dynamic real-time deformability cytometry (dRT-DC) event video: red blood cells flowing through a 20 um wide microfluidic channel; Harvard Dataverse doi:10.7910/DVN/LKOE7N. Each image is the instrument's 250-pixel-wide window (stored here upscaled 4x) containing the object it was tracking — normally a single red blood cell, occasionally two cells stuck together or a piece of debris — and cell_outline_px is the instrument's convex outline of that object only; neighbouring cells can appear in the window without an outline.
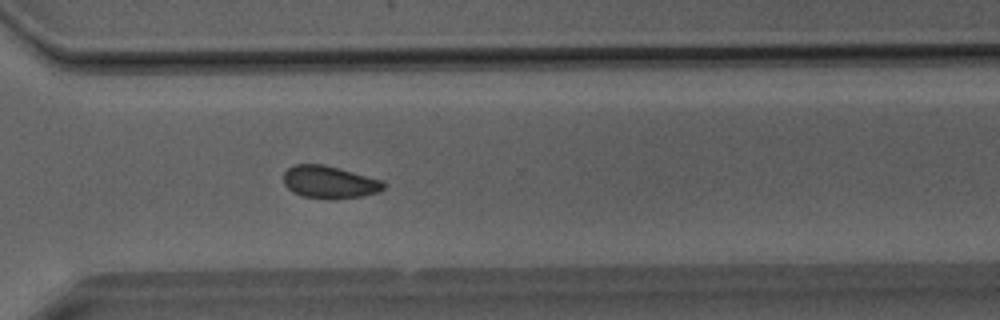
{"species": "Egyptian fruit bat (a non-hibernating species)", "species_latin": "Rousettus aegyptiacus", "temperature_condition": "room temperature", "stored_images_in_passage": 40, "camera_frame_rate_fps": 3000, "um_per_image_px": 0.085, "animal": {"sex": "male"}, "frame": {"image": 1, "passage_image": 29, "time_ms": 9.333, "image_size_px": [1000, 320], "cell_outline_px": [[384, 188], [380, 192], [364, 196], [336, 200], [332, 200], [300, 196], [292, 192], [284, 184], [284, 172], [292, 164], [324, 164], [384, 180]], "centroid_in_image_um": [28.01, 15.49], "position_along_channel_um": 342.6, "area_um2": 19.42}}
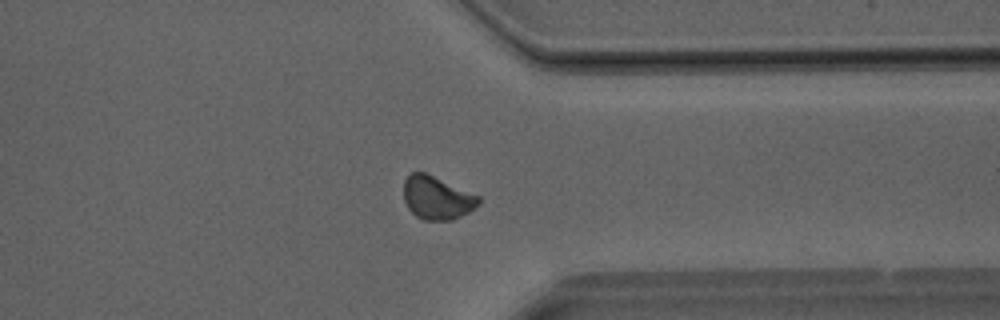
{"frame": {"image": 2, "passage_image": 31, "time_ms": 10.0, "image_size_px": [1000, 320], "cell_outline_px": [[480, 204], [476, 208], [452, 220], [424, 220], [416, 216], [408, 208], [404, 200], [404, 180], [412, 172], [424, 172], [480, 196]], "centroid_in_image_um": [37.15, 16.82], "position_along_channel_um": 374.3, "area_um2": 18.79}}
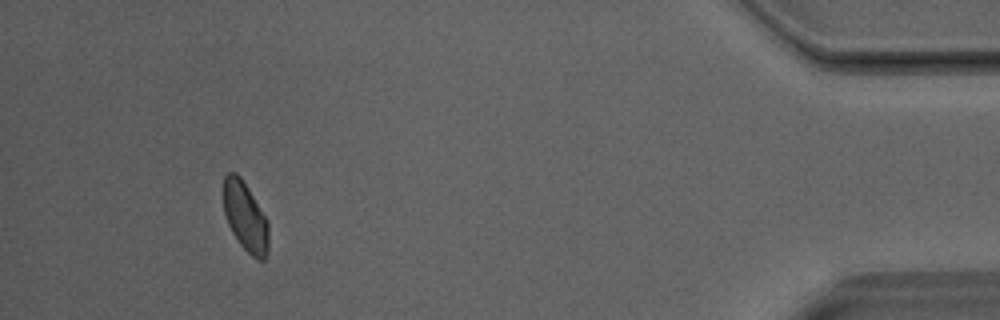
{"frame": {"image": 3, "passage_image": 37, "time_ms": 12.0, "image_size_px": [1000, 320], "cell_outline_px": [[268, 252], [264, 260], [256, 260], [240, 244], [232, 232], [228, 224], [224, 212], [224, 176], [228, 172], [236, 172], [240, 176], [268, 220]], "centroid_in_image_um": [20.86, 18.43], "position_along_channel_um": 414.3, "area_um2": 18.15}}